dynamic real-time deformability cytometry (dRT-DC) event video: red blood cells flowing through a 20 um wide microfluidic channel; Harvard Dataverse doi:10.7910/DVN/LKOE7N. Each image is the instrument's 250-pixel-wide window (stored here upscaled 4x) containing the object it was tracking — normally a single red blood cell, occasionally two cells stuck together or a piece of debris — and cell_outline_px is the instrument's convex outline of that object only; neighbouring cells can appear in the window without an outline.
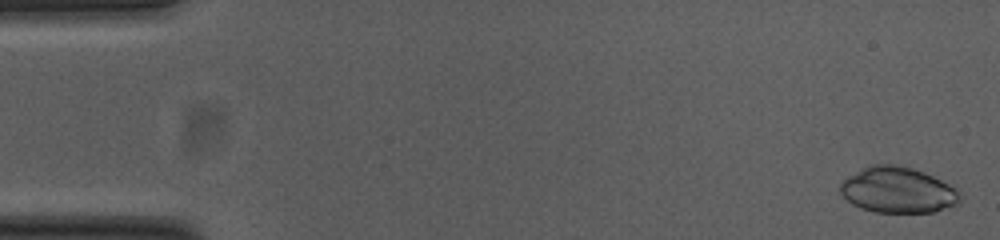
{"species": "common noctule bat (a hibernating species)", "species_latin": "Nyctalus noctula", "temperature_condition": "cold", "stored_images_in_passage": 54, "camera_frame_rate_fps": 3000, "um_per_image_px": 0.085, "animal": {"sex": "female", "body_mass_g": 23.0, "forearm_length_mm": 53.4}, "frame": {"image": 1, "passage_image": 2, "time_ms": 0.333, "image_size_px": [1000, 240], "cell_outline_px": [[960, 204], [932, 212], [876, 212], [860, 208], [852, 204], [840, 192], [840, 184], [848, 176], [868, 164], [896, 164], [912, 168], [924, 172], [960, 188]], "centroid_in_image_um": [76.35, 16.14], "position_along_channel_um": 8.7, "area_um2": 32.31}}